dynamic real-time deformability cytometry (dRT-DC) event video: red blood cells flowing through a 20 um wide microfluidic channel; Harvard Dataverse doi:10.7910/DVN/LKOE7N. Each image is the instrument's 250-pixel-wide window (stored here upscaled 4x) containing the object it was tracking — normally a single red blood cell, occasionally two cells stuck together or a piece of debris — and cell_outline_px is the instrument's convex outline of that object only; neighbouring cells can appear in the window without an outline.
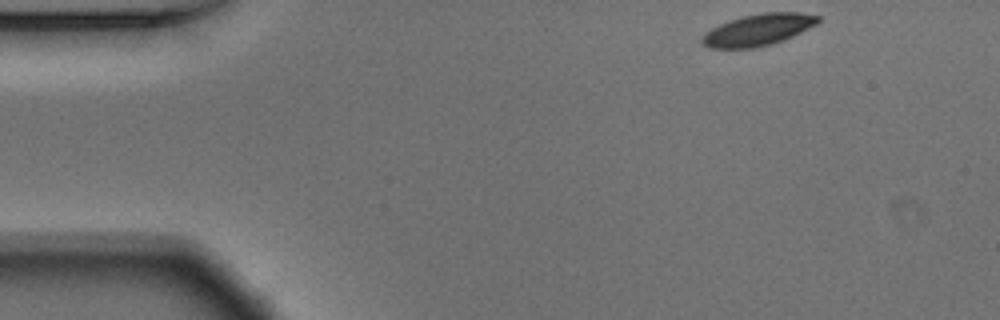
{"species": "Egyptian fruit bat (a non-hibernating species)", "species_latin": "Rousettus aegyptiacus", "temperature_condition": "warm", "stored_images_in_passage": 49, "camera_frame_rate_fps": 3000, "um_per_image_px": 0.085, "animal": {"sex": "male"}, "frame": {"image": 1, "passage_image": 1, "time_ms": 0.0, "image_size_px": [1000, 320], "cell_outline_px": [[820, 20], [816, 24], [784, 40], [752, 48], [708, 48], [700, 40], [700, 36], [704, 32], [728, 20], [760, 12], [800, 12], [820, 16]], "centroid_in_image_um": [64.41, 2.52], "position_along_channel_um": 20.6, "area_um2": 21.33}}
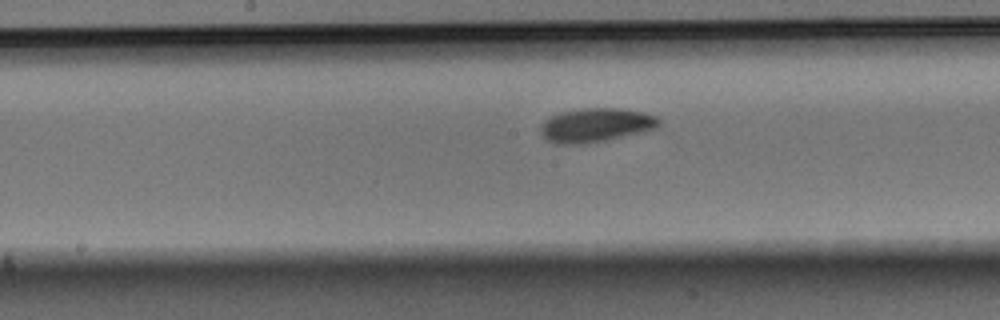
{"frame": {"image": 2, "passage_image": 22, "time_ms": 7.0, "image_size_px": [1000, 320], "cell_outline_px": [[660, 124], [656, 128], [644, 132], [584, 144], [556, 144], [548, 140], [540, 132], [540, 128], [544, 120], [560, 112], [584, 108], [616, 108], [644, 112], [656, 116], [660, 120]], "centroid_in_image_um": [50.65, 10.63], "position_along_channel_um": 197.5, "area_um2": 23.35}}
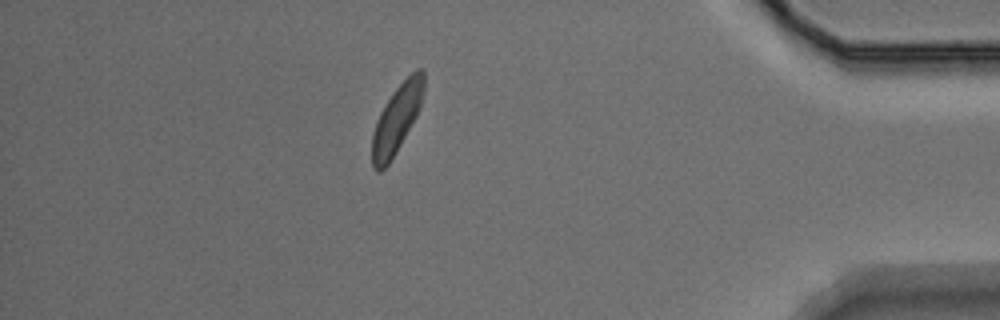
{"frame": {"image": 3, "passage_image": 42, "time_ms": 13.667, "image_size_px": [1000, 320], "cell_outline_px": [[424, 92], [420, 108], [416, 116], [400, 144], [388, 164], [380, 172], [376, 172], [372, 168], [372, 136], [376, 120], [380, 112], [392, 92], [416, 68], [420, 68], [424, 72]], "centroid_in_image_um": [33.71, 10.1], "position_along_channel_um": 401.5, "area_um2": 20.35}, "authors_computed_cell_mechanics": {"area_um2": 21.7328, "velocity_mm_per_s": 3.6936, "shape_relaxation_time_tau1_ms": 2.4392, "shape_relaxation_time_tau2_ms": null, "deformation_change_tau1": 0.1071, "deformation_change_tau2": null}}